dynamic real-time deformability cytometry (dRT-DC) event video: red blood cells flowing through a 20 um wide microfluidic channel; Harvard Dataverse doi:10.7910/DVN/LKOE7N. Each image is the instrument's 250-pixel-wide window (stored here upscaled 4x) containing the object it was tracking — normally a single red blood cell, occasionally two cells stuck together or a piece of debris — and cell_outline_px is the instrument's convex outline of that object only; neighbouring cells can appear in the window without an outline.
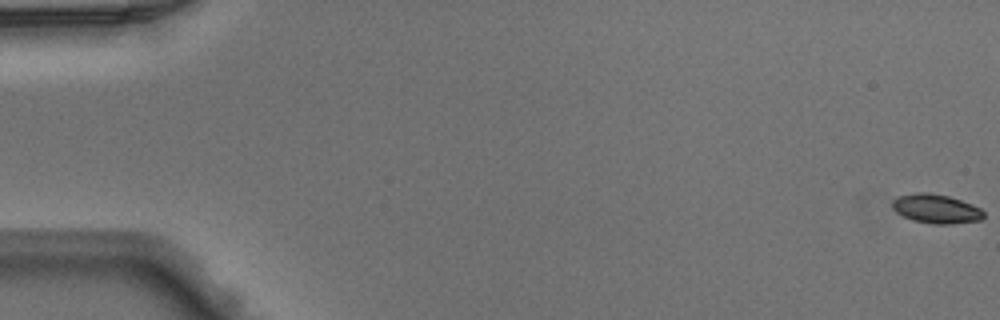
{"species": "Egyptian fruit bat (a non-hibernating species)", "species_latin": "Rousettus aegyptiacus", "temperature_condition": "warm", "stored_images_in_passage": 51, "camera_frame_rate_fps": 3000, "um_per_image_px": 0.085, "animal": {"sex": "male"}, "frame": {"image": 1, "passage_image": 1, "time_ms": 0.0, "image_size_px": [1000, 320], "cell_outline_px": [[984, 216], [980, 220], [952, 224], [936, 224], [912, 220], [896, 212], [892, 208], [892, 200], [900, 196], [916, 192], [928, 192], [948, 196], [972, 204], [980, 208], [984, 212]], "centroid_in_image_um": [79.57, 17.74], "position_along_channel_um": 5.4, "area_um2": 15.43}}
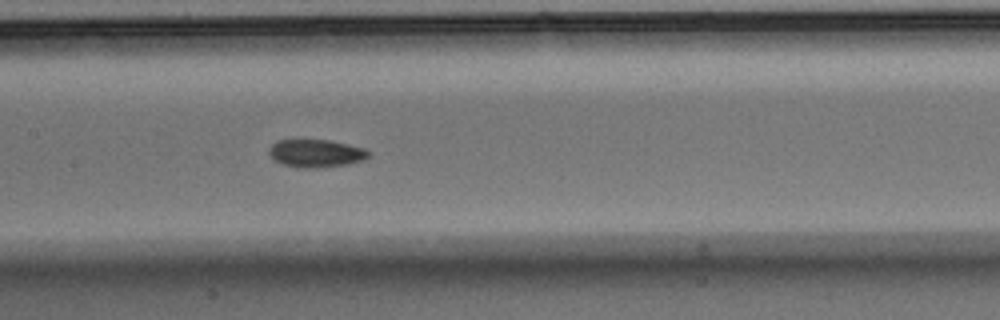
{"frame": {"image": 2, "passage_image": 25, "time_ms": 8.0, "image_size_px": [1000, 320], "cell_outline_px": [[368, 156], [364, 160], [348, 164], [316, 168], [296, 168], [284, 164], [276, 160], [268, 152], [268, 148], [276, 140], [328, 140], [348, 144], [364, 148], [368, 152]], "centroid_in_image_um": [26.84, 13.03], "position_along_channel_um": 180.6, "area_um2": 16.07}}
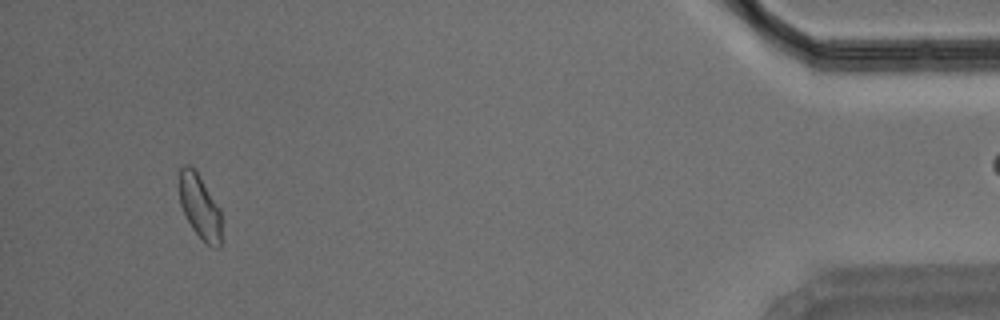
{"frame": {"image": 3, "passage_image": 47, "time_ms": 15.333, "image_size_px": [1000, 320], "cell_outline_px": [[220, 248], [212, 248], [192, 228], [180, 204], [180, 168], [184, 164], [192, 164], [200, 176], [220, 208]], "centroid_in_image_um": [16.98, 17.52], "position_along_channel_um": 418.2, "area_um2": 15.61}}